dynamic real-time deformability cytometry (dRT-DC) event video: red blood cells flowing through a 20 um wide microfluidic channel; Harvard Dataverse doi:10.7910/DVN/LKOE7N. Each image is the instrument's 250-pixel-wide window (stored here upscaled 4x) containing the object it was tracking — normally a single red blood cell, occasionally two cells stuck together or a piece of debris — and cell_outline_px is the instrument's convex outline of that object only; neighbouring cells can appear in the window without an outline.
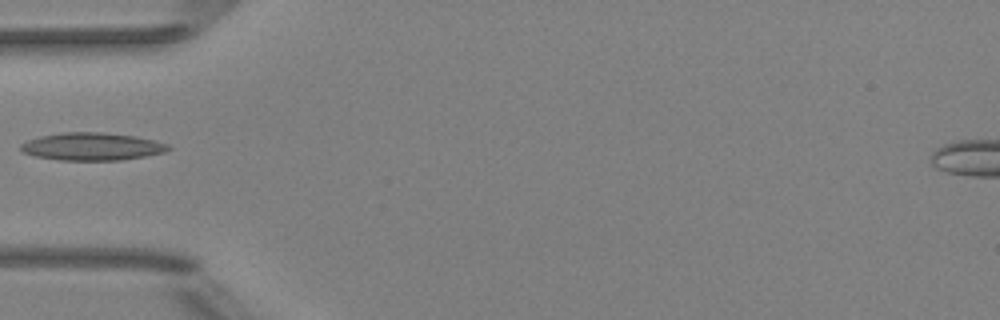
{"species": "Egyptian fruit bat (a non-hibernating species)", "species_latin": "Rousettus aegyptiacus", "temperature_condition": "room temperature", "stored_images_in_passage": 4, "camera_frame_rate_fps": 3000, "um_per_image_px": 0.085, "animal": {"sex": "female"}, "frame": {"image": 1, "passage_image": 4, "time_ms": 4.333, "image_size_px": [1000, 320], "cell_outline_px": [[172, 148], [164, 152], [144, 156], [120, 160], [60, 160], [36, 156], [24, 152], [20, 148], [20, 144], [28, 140], [40, 136], [60, 132], [104, 132], [136, 136], [156, 140], [168, 144]], "centroid_in_image_um": [7.84, 12.44], "position_along_channel_um": 77.2, "area_um2": 23.81}}